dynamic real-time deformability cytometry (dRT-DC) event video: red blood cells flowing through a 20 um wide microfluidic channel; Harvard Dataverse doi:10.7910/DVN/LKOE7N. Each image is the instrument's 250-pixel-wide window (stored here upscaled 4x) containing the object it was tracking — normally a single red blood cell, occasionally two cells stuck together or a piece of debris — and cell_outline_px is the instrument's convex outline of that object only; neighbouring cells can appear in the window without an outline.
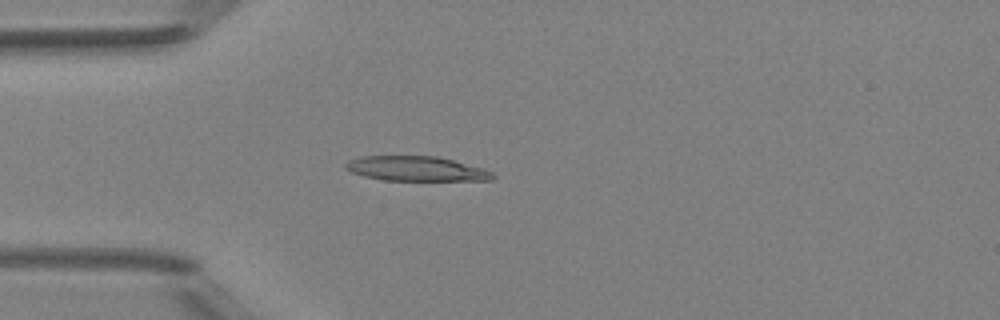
{"species": "Egyptian fruit bat (a non-hibernating species)", "species_latin": "Rousettus aegyptiacus", "temperature_condition": "room temperature", "stored_images_in_passage": 1, "camera_frame_rate_fps": 3000, "um_per_image_px": 0.085, "animal": {"sex": "female"}, "frame": {"image": 1, "passage_image": 1, "time_ms": 0.0, "image_size_px": [1000, 320], "cell_outline_px": [[496, 176], [492, 180], [384, 180], [364, 176], [352, 172], [344, 168], [344, 164], [348, 160], [360, 156], [436, 156], [484, 168], [492, 172]], "centroid_in_image_um": [35.36, 14.33], "position_along_channel_um": 49.6, "area_um2": 21.15}}